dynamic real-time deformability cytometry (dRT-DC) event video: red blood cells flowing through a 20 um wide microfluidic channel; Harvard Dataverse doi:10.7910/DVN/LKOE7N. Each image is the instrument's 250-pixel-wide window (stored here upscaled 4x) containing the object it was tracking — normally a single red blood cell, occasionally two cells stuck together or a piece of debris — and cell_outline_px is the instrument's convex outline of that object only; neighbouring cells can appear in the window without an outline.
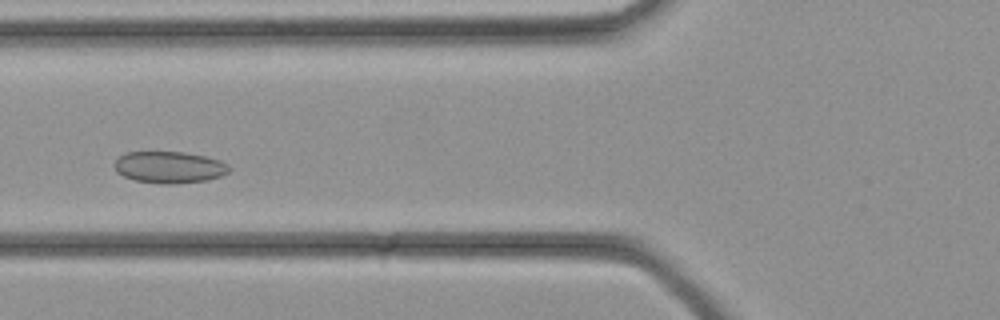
{"species": "common noctule bat (a hibernating species)", "species_latin": "Nyctalus noctula", "temperature_condition": "cold", "stored_images_in_passage": 29, "camera_frame_rate_fps": 3000, "um_per_image_px": 0.085, "animal": {"sex": "female", "body_mass_g": 21.9}, "frame": {"image": 1, "passage_image": 7, "time_ms": 2.0, "image_size_px": [1000, 320], "cell_outline_px": [[232, 168], [228, 172], [220, 176], [208, 180], [172, 184], [160, 184], [136, 180], [124, 176], [116, 172], [116, 160], [124, 152], [184, 152], [204, 156], [220, 160], [228, 164]], "centroid_in_image_um": [14.42, 14.21], "position_along_channel_um": 111.4, "area_um2": 21.15}}
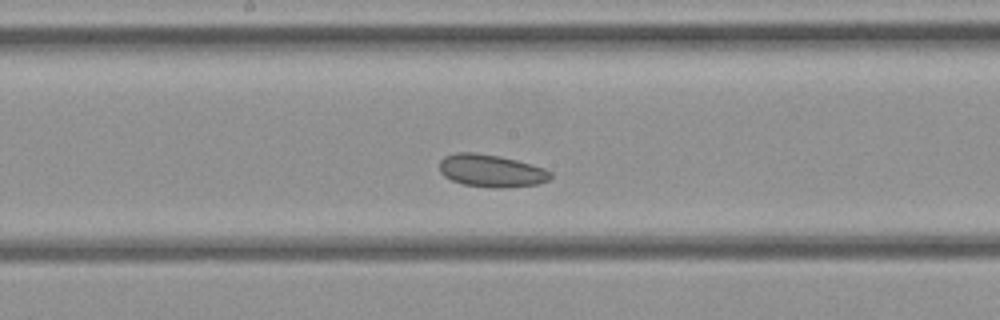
{"frame": {"image": 2, "passage_image": 12, "time_ms": 3.667, "image_size_px": [1000, 320], "cell_outline_px": [[552, 176], [548, 180], [536, 184], [504, 188], [496, 188], [464, 184], [452, 180], [444, 176], [440, 172], [440, 160], [444, 156], [456, 152], [476, 152], [500, 156], [516, 160], [544, 168], [552, 172]], "centroid_in_image_um": [41.74, 14.5], "position_along_channel_um": 206.5, "area_um2": 21.04}}
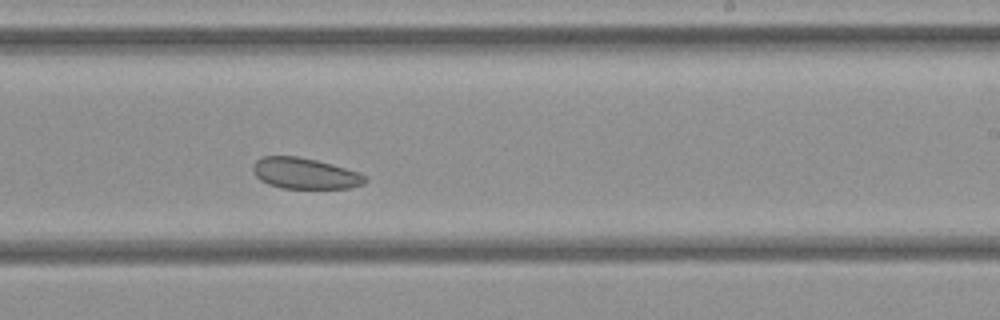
{"frame": {"image": 3, "passage_image": 15, "time_ms": 4.667, "image_size_px": [1000, 320], "cell_outline_px": [[368, 180], [364, 184], [348, 188], [280, 188], [268, 184], [260, 180], [256, 176], [252, 168], [256, 160], [264, 156], [296, 156], [316, 160], [332, 164], [356, 172], [364, 176]], "centroid_in_image_um": [25.88, 14.74], "position_along_channel_um": 263.1, "area_um2": 20.06}}